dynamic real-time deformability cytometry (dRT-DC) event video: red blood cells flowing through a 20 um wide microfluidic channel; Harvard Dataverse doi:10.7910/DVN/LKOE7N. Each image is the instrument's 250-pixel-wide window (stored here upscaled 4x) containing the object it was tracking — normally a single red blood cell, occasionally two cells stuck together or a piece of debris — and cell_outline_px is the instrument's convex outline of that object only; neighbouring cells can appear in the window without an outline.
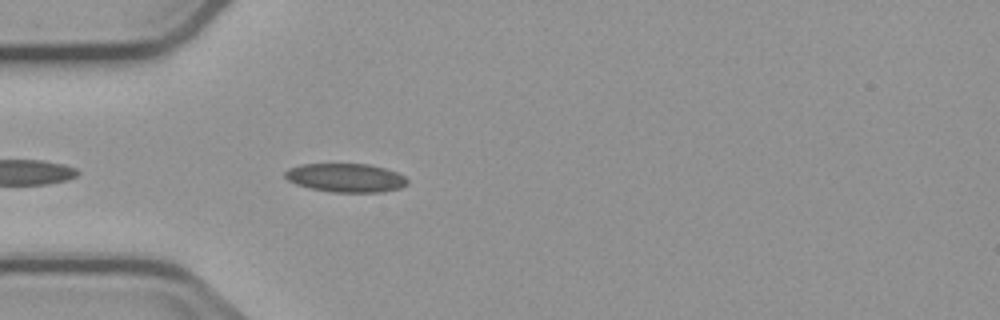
{"species": "common noctule bat (a hibernating species)", "species_latin": "Nyctalus noctula", "temperature_condition": "cold", "stored_images_in_passage": 5, "camera_frame_rate_fps": 3000, "um_per_image_px": 0.085, "animal": {"sex": "male", "body_mass_g": 23.1, "forearm_length_mm": 52.7}, "frame": {"image": 1, "passage_image": 5, "time_ms": 4.667, "image_size_px": [1000, 320], "cell_outline_px": [[408, 184], [400, 188], [384, 192], [332, 192], [312, 188], [296, 184], [288, 180], [284, 176], [284, 172], [288, 168], [300, 164], [368, 164], [384, 168], [396, 172], [404, 176], [408, 180]], "centroid_in_image_um": [29.39, 15.11], "position_along_channel_um": 55.6, "area_um2": 20.46}}